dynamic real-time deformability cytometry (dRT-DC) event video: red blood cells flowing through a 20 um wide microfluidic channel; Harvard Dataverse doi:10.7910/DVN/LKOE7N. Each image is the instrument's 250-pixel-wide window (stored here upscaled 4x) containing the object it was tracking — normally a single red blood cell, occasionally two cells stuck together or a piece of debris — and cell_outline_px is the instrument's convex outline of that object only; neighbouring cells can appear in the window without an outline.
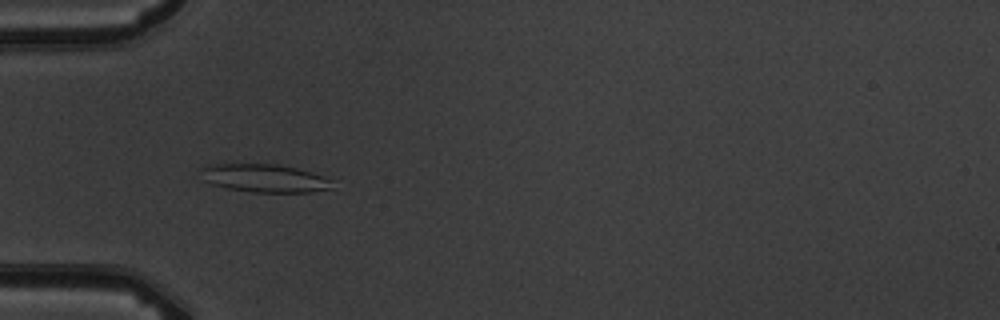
{"species": "common noctule bat (a hibernating species)", "species_latin": "Nyctalus noctula", "temperature_condition": "warm", "stored_images_in_passage": 5, "camera_frame_rate_fps": 3000, "um_per_image_px": 0.085, "animal": {"sex": "male", "body_mass_g": 19.5, "forearm_length_mm": 54.6}, "frame": {"image": 1, "passage_image": 5, "time_ms": 5.0, "image_size_px": [1000, 320], "cell_outline_px": [[332, 188], [308, 192], [252, 192], [228, 188], [212, 184], [204, 180], [200, 168], [204, 164], [276, 164], [296, 168], [324, 176], [332, 180]], "centroid_in_image_um": [22.46, 15.14], "position_along_channel_um": 62.5, "area_um2": 21.44}}